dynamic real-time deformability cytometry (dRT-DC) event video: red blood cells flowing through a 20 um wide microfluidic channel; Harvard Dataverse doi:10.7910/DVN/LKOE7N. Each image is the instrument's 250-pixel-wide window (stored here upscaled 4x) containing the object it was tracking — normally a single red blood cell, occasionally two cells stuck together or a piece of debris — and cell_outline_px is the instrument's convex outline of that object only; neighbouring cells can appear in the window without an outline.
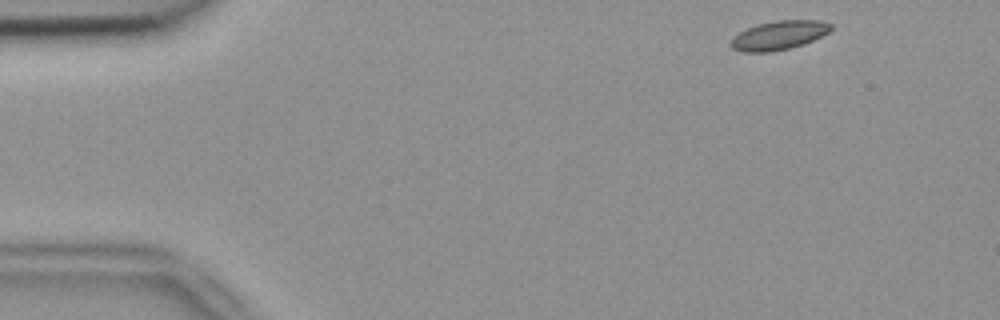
{"species": "common noctule bat (a hibernating species)", "species_latin": "Nyctalus noctula", "temperature_condition": "room temperature", "stored_images_in_passage": 49, "camera_frame_rate_fps": 3000, "um_per_image_px": 0.085, "animal": {"sex": "female", "body_mass_g": 18.4}, "frame": {"image": 1, "passage_image": 1, "time_ms": 0.0, "image_size_px": [1000, 320], "cell_outline_px": [[832, 28], [828, 32], [804, 44], [788, 48], [768, 52], [740, 52], [732, 48], [728, 44], [740, 32], [748, 28], [760, 24], [776, 20], [820, 20], [832, 24]], "centroid_in_image_um": [66.2, 3.0], "position_along_channel_um": 18.8, "area_um2": 16.65}}
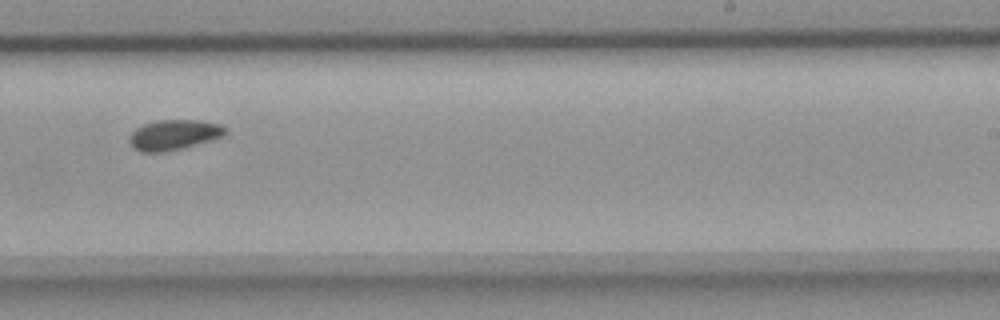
{"frame": {"image": 2, "passage_image": 29, "time_ms": 9.333, "image_size_px": [1000, 320], "cell_outline_px": [[228, 132], [224, 136], [212, 140], [184, 148], [164, 152], [140, 152], [132, 148], [128, 144], [128, 136], [136, 128], [144, 124], [156, 120], [200, 120], [220, 124], [228, 128]], "centroid_in_image_um": [14.78, 11.47], "position_along_channel_um": 274.2, "area_um2": 17.34}}
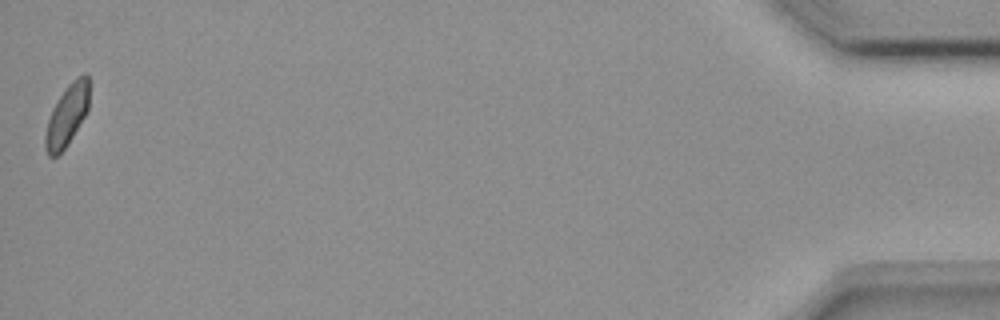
{"frame": {"image": 3, "passage_image": 49, "time_ms": 16.0, "image_size_px": [1000, 320], "cell_outline_px": [[88, 108], [84, 116], [68, 144], [56, 156], [48, 156], [44, 148], [44, 136], [48, 120], [52, 108], [68, 84], [72, 80], [84, 72], [88, 76]], "centroid_in_image_um": [5.67, 9.81], "position_along_channel_um": 429.5, "area_um2": 15.49}}